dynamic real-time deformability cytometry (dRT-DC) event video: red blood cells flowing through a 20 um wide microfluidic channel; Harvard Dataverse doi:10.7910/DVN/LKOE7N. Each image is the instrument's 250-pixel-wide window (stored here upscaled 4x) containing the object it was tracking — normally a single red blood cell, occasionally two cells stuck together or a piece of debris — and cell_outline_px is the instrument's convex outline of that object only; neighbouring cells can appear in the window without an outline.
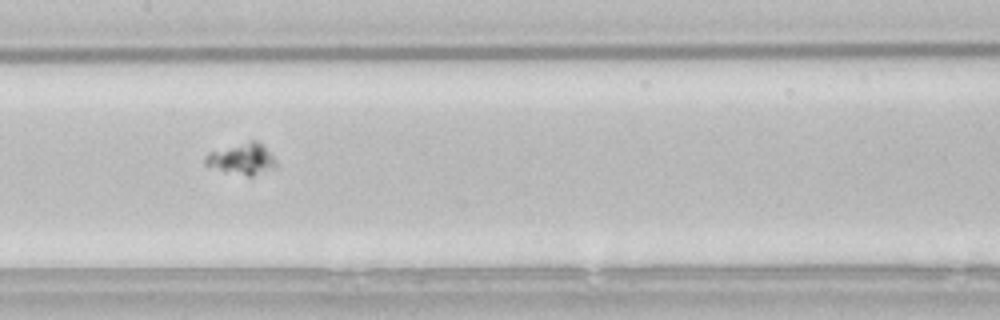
{"species": "common noctule bat (a hibernating species)", "species_latin": "Nyctalus noctula", "temperature_condition": "room temperature", "stored_images_in_passage": 20, "camera_frame_rate_fps": 3000, "um_per_image_px": 0.085, "animal": {"sex": "male", "body_mass_g": 21.5, "forearm_length_mm": 52.0}, "frame": {"image": 1, "passage_image": 15, "time_ms": 4.667, "image_size_px": [1000, 320], "cell_outline_px": [[276, 164], [252, 176], [248, 176], [224, 172], [204, 164], [204, 156], [208, 152], [252, 140], [256, 140], [272, 156]], "centroid_in_image_um": [20.46, 13.51], "position_along_channel_um": 186.9, "area_um2": 12.37}}
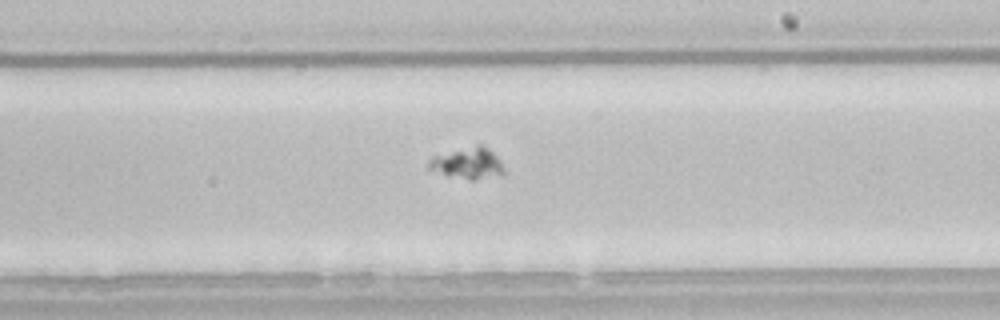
{"frame": {"image": 2, "passage_image": 20, "time_ms": 6.333, "image_size_px": [1000, 320], "cell_outline_px": [[504, 176], [472, 180], [468, 180], [448, 176], [428, 168], [428, 160], [432, 156], [476, 144], [480, 144], [488, 148], [500, 160], [504, 168]], "centroid_in_image_um": [39.78, 13.89], "position_along_channel_um": 249.2, "area_um2": 13.99}}